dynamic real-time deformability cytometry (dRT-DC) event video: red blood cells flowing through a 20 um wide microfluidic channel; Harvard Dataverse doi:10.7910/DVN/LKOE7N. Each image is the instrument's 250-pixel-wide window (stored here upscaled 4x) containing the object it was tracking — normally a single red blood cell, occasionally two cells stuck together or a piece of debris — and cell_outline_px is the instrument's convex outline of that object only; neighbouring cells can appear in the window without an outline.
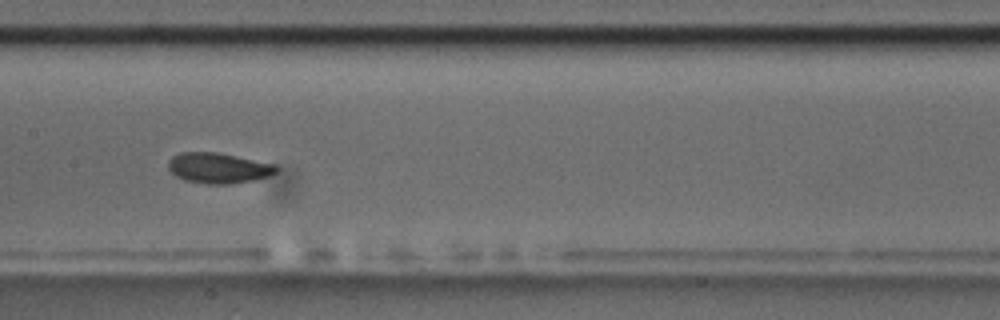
{"species": "common noctule bat (a hibernating species)", "species_latin": "Nyctalus noctula", "temperature_condition": "room temperature", "stored_images_in_passage": 14, "camera_frame_rate_fps": 3000, "um_per_image_px": 0.085, "animal": {"sex": "male", "body_mass_g": 17.5, "forearm_length_mm": 52.3}, "frame": {"image": 1, "passage_image": 7, "time_ms": 7.667, "image_size_px": [1000, 320], "cell_outline_px": [[280, 168], [276, 172], [268, 176], [252, 180], [228, 184], [204, 184], [184, 180], [176, 176], [168, 168], [168, 160], [172, 156], [180, 152], [216, 152], [276, 164]], "centroid_in_image_um": [18.55, 14.28], "position_along_channel_um": 188.8, "area_um2": 19.25}}
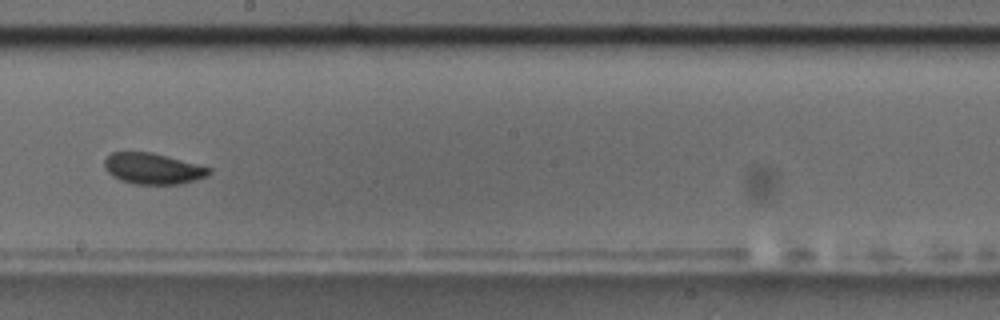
{"frame": {"image": 2, "passage_image": 8, "time_ms": 9.0, "image_size_px": [1000, 320], "cell_outline_px": [[212, 172], [208, 176], [180, 184], [132, 184], [120, 180], [112, 176], [104, 168], [104, 160], [112, 152], [152, 152], [212, 168]], "centroid_in_image_um": [12.99, 14.34], "position_along_channel_um": 235.2, "area_um2": 18.96}, "authors_computed_cell_mechanics": {"area_um2": 19.1607, "velocity_mm_per_s": 3.4903, "shape_relaxation_time_tau1_ms": 2.49, "shape_relaxation_time_tau2_ms": 3.0331, "deformation_change_tau1": 0.0858, "deformation_change_tau2": 0.0771}}